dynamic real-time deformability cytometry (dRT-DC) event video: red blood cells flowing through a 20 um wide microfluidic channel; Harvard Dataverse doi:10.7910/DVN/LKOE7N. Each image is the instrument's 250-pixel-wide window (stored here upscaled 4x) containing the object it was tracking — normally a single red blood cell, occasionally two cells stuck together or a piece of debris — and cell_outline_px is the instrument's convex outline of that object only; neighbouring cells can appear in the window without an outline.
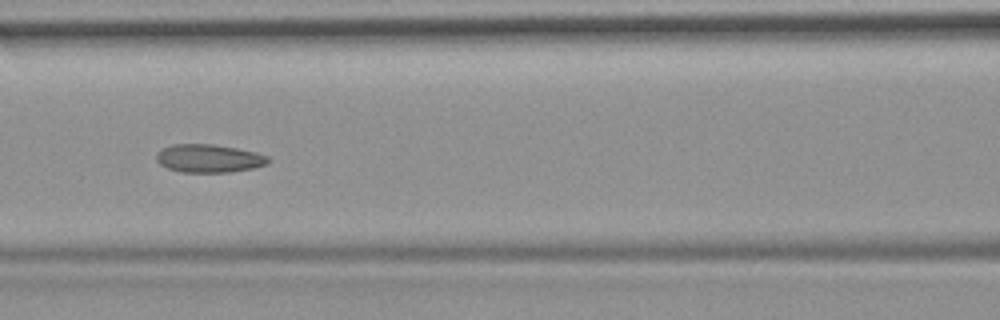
{"species": "common noctule bat (a hibernating species)", "species_latin": "Nyctalus noctula", "temperature_condition": "room temperature", "stored_images_in_passage": 53, "camera_frame_rate_fps": 3000, "um_per_image_px": 0.085, "animal": {"sex": "female", "body_mass_g": 19.9}, "frame": {"image": 1, "passage_image": 23, "time_ms": 7.333, "image_size_px": [1000, 320], "cell_outline_px": [[272, 160], [268, 164], [256, 168], [232, 172], [180, 172], [168, 168], [160, 164], [156, 160], [156, 152], [160, 148], [172, 144], [212, 144], [236, 148], [256, 152], [268, 156]], "centroid_in_image_um": [17.77, 13.46], "position_along_channel_um": 148.8, "area_um2": 18.67}, "authors_computed_cell_mechanics": {"area_um2": 18.7272, "velocity_mm_per_s": 3.7066, "shape_relaxation_time_tau1_ms": null, "shape_relaxation_time_tau2_ms": 2.2762, "deformation_change_tau1": null, "deformation_change_tau2": 0.0842}}